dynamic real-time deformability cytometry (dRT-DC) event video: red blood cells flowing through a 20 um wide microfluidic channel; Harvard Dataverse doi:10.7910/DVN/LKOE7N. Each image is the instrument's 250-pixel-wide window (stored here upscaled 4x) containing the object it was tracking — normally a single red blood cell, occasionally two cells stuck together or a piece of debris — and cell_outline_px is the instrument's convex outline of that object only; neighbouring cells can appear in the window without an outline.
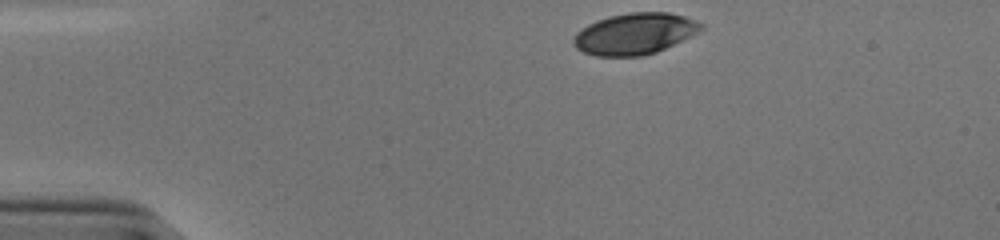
{"species": "human", "species_latin": "Homo sapiens", "temperature_condition": "cold", "stored_images_in_passage": 34, "camera_frame_rate_fps": 3000, "um_per_image_px": 0.085, "donor": {"sex": "male"}, "frame": {"image": 1, "passage_image": 1, "time_ms": 0.0, "image_size_px": [1000, 240], "cell_outline_px": [[704, 28], [700, 32], [656, 52], [644, 56], [596, 56], [584, 52], [576, 48], [572, 44], [572, 40], [576, 32], [588, 24], [596, 20], [608, 16], [628, 12], [668, 12], [684, 16], [704, 24]], "centroid_in_image_um": [53.94, 2.86], "position_along_channel_um": 31.1, "area_um2": 30.92}}
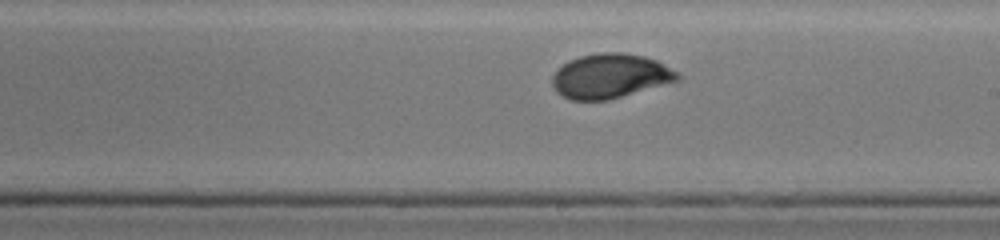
{"frame": {"image": 2, "passage_image": 22, "time_ms": 7.0, "image_size_px": [1000, 240], "cell_outline_px": [[680, 80], [608, 100], [572, 100], [556, 92], [552, 84], [552, 76], [556, 68], [568, 60], [580, 56], [604, 52], [620, 52], [644, 56], [656, 60], [676, 72], [680, 76]], "centroid_in_image_um": [51.82, 6.46], "position_along_channel_um": 237.2, "area_um2": 32.37}}
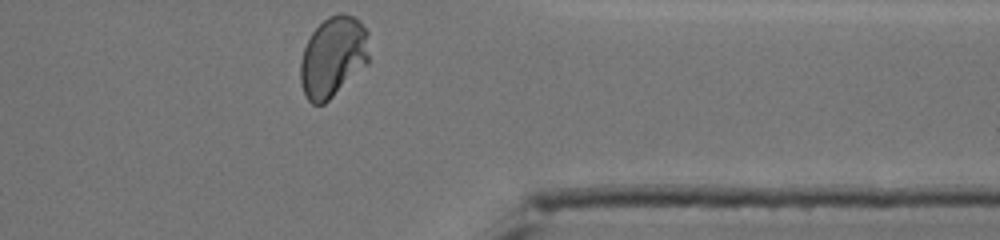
{"frame": {"image": 3, "passage_image": 34, "time_ms": 11.0, "image_size_px": [1000, 240], "cell_outline_px": [[368, 64], [324, 104], [312, 104], [304, 96], [300, 80], [300, 60], [304, 48], [312, 32], [328, 16], [340, 12], [352, 16], [368, 32]], "centroid_in_image_um": [28.29, 4.85], "position_along_channel_um": 383.1, "area_um2": 32.19}, "authors_computed_cell_mechanics": {"area_um2": 31.7611, "velocity_mm_per_s": 3.8481, "shape_relaxation_time_tau1_ms": 4.3083, "shape_relaxation_time_tau2_ms": null, "deformation_change_tau1": 0.147, "deformation_change_tau2": null}}